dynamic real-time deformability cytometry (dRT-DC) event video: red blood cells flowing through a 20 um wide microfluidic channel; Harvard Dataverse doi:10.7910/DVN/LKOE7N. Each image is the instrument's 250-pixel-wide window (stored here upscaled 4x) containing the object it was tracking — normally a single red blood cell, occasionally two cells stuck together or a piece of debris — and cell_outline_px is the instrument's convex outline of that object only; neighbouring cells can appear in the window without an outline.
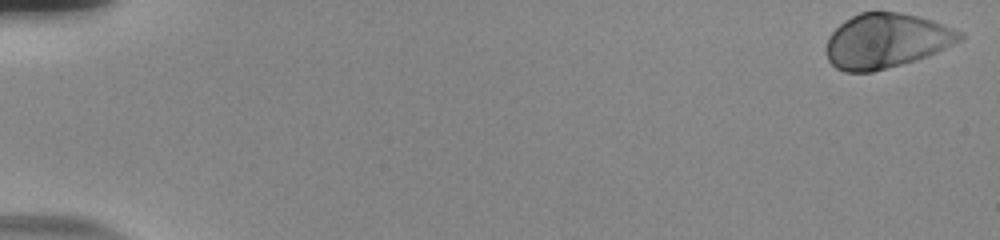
{"species": "human", "species_latin": "Homo sapiens", "temperature_condition": "room temperature", "stored_images_in_passage": 55, "camera_frame_rate_fps": 3000, "um_per_image_px": 0.085, "donor": {"sex": "male"}, "frame": {"image": 1, "passage_image": 1, "time_ms": 0.0, "image_size_px": [1000, 240], "cell_outline_px": [[964, 36], [960, 40], [928, 56], [916, 60], [872, 72], [844, 72], [836, 68], [828, 60], [824, 48], [828, 36], [844, 20], [860, 12], [900, 12], [920, 16], [944, 24], [964, 32]], "centroid_in_image_um": [75.31, 3.46], "position_along_channel_um": 9.7, "area_um2": 42.77}}
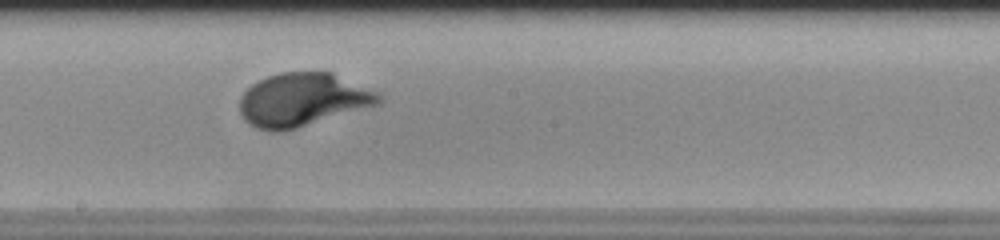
{"frame": {"image": 2, "passage_image": 32, "time_ms": 10.333, "image_size_px": [1000, 240], "cell_outline_px": [[384, 100], [380, 104], [296, 128], [280, 132], [272, 132], [256, 128], [248, 124], [244, 120], [240, 112], [240, 96], [252, 84], [268, 76], [280, 72], [332, 72], [376, 92], [384, 96]], "centroid_in_image_um": [25.71, 8.49], "position_along_channel_um": 222.5, "area_um2": 43.18}}
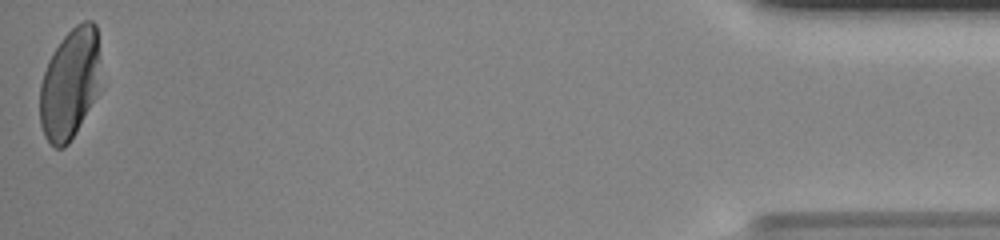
{"frame": {"image": 3, "passage_image": 55, "time_ms": 18.0, "image_size_px": [1000, 240], "cell_outline_px": [[100, 60], [96, 96], [76, 132], [68, 144], [64, 148], [56, 148], [44, 136], [40, 124], [40, 84], [48, 60], [52, 52], [64, 36], [76, 24], [84, 20], [92, 20], [96, 24]], "centroid_in_image_um": [5.92, 7.11], "position_along_channel_um": 429.3, "area_um2": 39.07}, "authors_computed_cell_mechanics": {"area_um2": 41.7316, "velocity_mm_per_s": 3.7537, "shape_relaxation_time_tau1_ms": 2.6703, "shape_relaxation_time_tau2_ms": null, "deformation_change_tau1": 0.1637, "deformation_change_tau2": null}}